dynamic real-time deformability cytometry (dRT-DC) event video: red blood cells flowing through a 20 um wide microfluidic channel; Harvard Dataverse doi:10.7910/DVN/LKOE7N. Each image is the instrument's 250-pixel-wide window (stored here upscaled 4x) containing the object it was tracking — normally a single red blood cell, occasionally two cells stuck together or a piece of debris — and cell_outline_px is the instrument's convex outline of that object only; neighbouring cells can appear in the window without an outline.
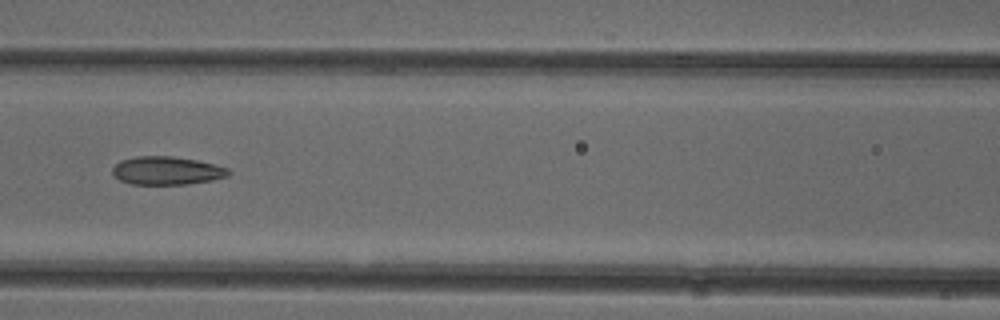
{"species": "common noctule bat (a hibernating species)", "species_latin": "Nyctalus noctula", "temperature_condition": "cold", "stored_images_in_passage": 52, "camera_frame_rate_fps": 3000, "um_per_image_px": 0.085, "animal": {"sex": "female"}, "frame": {"image": 1, "passage_image": 23, "time_ms": 7.333, "image_size_px": [1000, 320], "cell_outline_px": [[232, 172], [228, 176], [212, 180], [188, 184], [132, 184], [120, 180], [112, 172], [112, 168], [120, 160], [136, 156], [172, 156], [196, 160], [216, 164], [228, 168]], "centroid_in_image_um": [14.2, 14.5], "position_along_channel_um": 152.4, "area_um2": 19.13}, "authors_computed_cell_mechanics": {"area_um2": 20.0566, "velocity_mm_per_s": 3.943, "shape_relaxation_time_tau1_ms": null, "shape_relaxation_time_tau2_ms": 3.4825, "deformation_change_tau1": null, "deformation_change_tau2": 0.1082}}